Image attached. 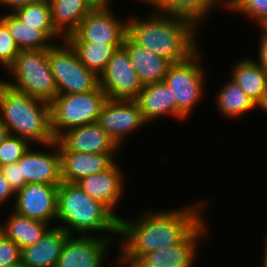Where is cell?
Wrapping results in <instances>:
<instances>
[{
    "mask_svg": "<svg viewBox=\"0 0 267 267\" xmlns=\"http://www.w3.org/2000/svg\"><path fill=\"white\" fill-rule=\"evenodd\" d=\"M185 205L178 209L140 213L135 220L119 219L120 253L118 265L131 267L140 257L181 243L203 220L206 201Z\"/></svg>",
    "mask_w": 267,
    "mask_h": 267,
    "instance_id": "cell-1",
    "label": "cell"
},
{
    "mask_svg": "<svg viewBox=\"0 0 267 267\" xmlns=\"http://www.w3.org/2000/svg\"><path fill=\"white\" fill-rule=\"evenodd\" d=\"M149 16L127 19V36L137 45L171 63L184 61L200 49L198 27L192 21L154 10Z\"/></svg>",
    "mask_w": 267,
    "mask_h": 267,
    "instance_id": "cell-2",
    "label": "cell"
},
{
    "mask_svg": "<svg viewBox=\"0 0 267 267\" xmlns=\"http://www.w3.org/2000/svg\"><path fill=\"white\" fill-rule=\"evenodd\" d=\"M56 221L61 224L55 226L69 235L90 236L97 231L107 232L111 238L119 235V219L76 183L61 182L58 186Z\"/></svg>",
    "mask_w": 267,
    "mask_h": 267,
    "instance_id": "cell-3",
    "label": "cell"
},
{
    "mask_svg": "<svg viewBox=\"0 0 267 267\" xmlns=\"http://www.w3.org/2000/svg\"><path fill=\"white\" fill-rule=\"evenodd\" d=\"M0 118L9 134L45 145L56 139L51 130L50 103L0 83Z\"/></svg>",
    "mask_w": 267,
    "mask_h": 267,
    "instance_id": "cell-4",
    "label": "cell"
},
{
    "mask_svg": "<svg viewBox=\"0 0 267 267\" xmlns=\"http://www.w3.org/2000/svg\"><path fill=\"white\" fill-rule=\"evenodd\" d=\"M7 71L12 74L14 80L11 82L0 80V83H5L18 92L48 103L57 96L48 49L20 50Z\"/></svg>",
    "mask_w": 267,
    "mask_h": 267,
    "instance_id": "cell-5",
    "label": "cell"
},
{
    "mask_svg": "<svg viewBox=\"0 0 267 267\" xmlns=\"http://www.w3.org/2000/svg\"><path fill=\"white\" fill-rule=\"evenodd\" d=\"M106 93L98 85L86 93L57 95L50 103L51 130L55 139L67 130L95 123Z\"/></svg>",
    "mask_w": 267,
    "mask_h": 267,
    "instance_id": "cell-6",
    "label": "cell"
},
{
    "mask_svg": "<svg viewBox=\"0 0 267 267\" xmlns=\"http://www.w3.org/2000/svg\"><path fill=\"white\" fill-rule=\"evenodd\" d=\"M197 50L188 59L172 63L164 82L172 90L177 101V119L181 121L190 117L193 108L205 94V71L201 64L202 52Z\"/></svg>",
    "mask_w": 267,
    "mask_h": 267,
    "instance_id": "cell-7",
    "label": "cell"
},
{
    "mask_svg": "<svg viewBox=\"0 0 267 267\" xmlns=\"http://www.w3.org/2000/svg\"><path fill=\"white\" fill-rule=\"evenodd\" d=\"M57 95L86 93L99 85V77L79 59L75 49L64 39L48 49Z\"/></svg>",
    "mask_w": 267,
    "mask_h": 267,
    "instance_id": "cell-8",
    "label": "cell"
},
{
    "mask_svg": "<svg viewBox=\"0 0 267 267\" xmlns=\"http://www.w3.org/2000/svg\"><path fill=\"white\" fill-rule=\"evenodd\" d=\"M99 86L108 99L114 100H135L143 89L144 85L123 46L113 52L99 76Z\"/></svg>",
    "mask_w": 267,
    "mask_h": 267,
    "instance_id": "cell-9",
    "label": "cell"
},
{
    "mask_svg": "<svg viewBox=\"0 0 267 267\" xmlns=\"http://www.w3.org/2000/svg\"><path fill=\"white\" fill-rule=\"evenodd\" d=\"M112 9L91 10L70 34L68 42H89L93 44H123L127 36V19L121 21Z\"/></svg>",
    "mask_w": 267,
    "mask_h": 267,
    "instance_id": "cell-10",
    "label": "cell"
},
{
    "mask_svg": "<svg viewBox=\"0 0 267 267\" xmlns=\"http://www.w3.org/2000/svg\"><path fill=\"white\" fill-rule=\"evenodd\" d=\"M97 123L119 147L130 133L148 124L135 100L114 99L104 102Z\"/></svg>",
    "mask_w": 267,
    "mask_h": 267,
    "instance_id": "cell-11",
    "label": "cell"
},
{
    "mask_svg": "<svg viewBox=\"0 0 267 267\" xmlns=\"http://www.w3.org/2000/svg\"><path fill=\"white\" fill-rule=\"evenodd\" d=\"M102 235H70L64 243L56 267H103L113 238L107 233Z\"/></svg>",
    "mask_w": 267,
    "mask_h": 267,
    "instance_id": "cell-12",
    "label": "cell"
},
{
    "mask_svg": "<svg viewBox=\"0 0 267 267\" xmlns=\"http://www.w3.org/2000/svg\"><path fill=\"white\" fill-rule=\"evenodd\" d=\"M58 186L27 183L15 194L12 210L30 219L56 223Z\"/></svg>",
    "mask_w": 267,
    "mask_h": 267,
    "instance_id": "cell-13",
    "label": "cell"
},
{
    "mask_svg": "<svg viewBox=\"0 0 267 267\" xmlns=\"http://www.w3.org/2000/svg\"><path fill=\"white\" fill-rule=\"evenodd\" d=\"M204 219L181 243L140 257L131 267H194L199 241L208 233Z\"/></svg>",
    "mask_w": 267,
    "mask_h": 267,
    "instance_id": "cell-14",
    "label": "cell"
},
{
    "mask_svg": "<svg viewBox=\"0 0 267 267\" xmlns=\"http://www.w3.org/2000/svg\"><path fill=\"white\" fill-rule=\"evenodd\" d=\"M48 151L34 150L32 145L18 161L21 177L26 183H41L59 186L61 178V156L57 140L43 145Z\"/></svg>",
    "mask_w": 267,
    "mask_h": 267,
    "instance_id": "cell-15",
    "label": "cell"
},
{
    "mask_svg": "<svg viewBox=\"0 0 267 267\" xmlns=\"http://www.w3.org/2000/svg\"><path fill=\"white\" fill-rule=\"evenodd\" d=\"M117 161H115L107 170L85 176L76 184L85 191L90 197L105 205L118 219L116 207L123 197L125 190L124 172L120 170Z\"/></svg>",
    "mask_w": 267,
    "mask_h": 267,
    "instance_id": "cell-16",
    "label": "cell"
},
{
    "mask_svg": "<svg viewBox=\"0 0 267 267\" xmlns=\"http://www.w3.org/2000/svg\"><path fill=\"white\" fill-rule=\"evenodd\" d=\"M67 151L118 154L120 148L97 122L76 127L56 139Z\"/></svg>",
    "mask_w": 267,
    "mask_h": 267,
    "instance_id": "cell-17",
    "label": "cell"
},
{
    "mask_svg": "<svg viewBox=\"0 0 267 267\" xmlns=\"http://www.w3.org/2000/svg\"><path fill=\"white\" fill-rule=\"evenodd\" d=\"M61 156L62 182L76 183L81 178L107 170L116 160V154L78 153L67 151L58 141Z\"/></svg>",
    "mask_w": 267,
    "mask_h": 267,
    "instance_id": "cell-18",
    "label": "cell"
},
{
    "mask_svg": "<svg viewBox=\"0 0 267 267\" xmlns=\"http://www.w3.org/2000/svg\"><path fill=\"white\" fill-rule=\"evenodd\" d=\"M69 236L63 228L52 226L37 244L21 249V263L25 267H56Z\"/></svg>",
    "mask_w": 267,
    "mask_h": 267,
    "instance_id": "cell-19",
    "label": "cell"
},
{
    "mask_svg": "<svg viewBox=\"0 0 267 267\" xmlns=\"http://www.w3.org/2000/svg\"><path fill=\"white\" fill-rule=\"evenodd\" d=\"M135 101L148 123L167 115L177 120V101L164 81L145 85Z\"/></svg>",
    "mask_w": 267,
    "mask_h": 267,
    "instance_id": "cell-20",
    "label": "cell"
},
{
    "mask_svg": "<svg viewBox=\"0 0 267 267\" xmlns=\"http://www.w3.org/2000/svg\"><path fill=\"white\" fill-rule=\"evenodd\" d=\"M123 47L144 86L164 81L172 64L169 60L137 45L128 36L124 39Z\"/></svg>",
    "mask_w": 267,
    "mask_h": 267,
    "instance_id": "cell-21",
    "label": "cell"
},
{
    "mask_svg": "<svg viewBox=\"0 0 267 267\" xmlns=\"http://www.w3.org/2000/svg\"><path fill=\"white\" fill-rule=\"evenodd\" d=\"M154 7V11L182 17L192 21L198 28L219 5L226 10V0H139ZM222 4V5H221Z\"/></svg>",
    "mask_w": 267,
    "mask_h": 267,
    "instance_id": "cell-22",
    "label": "cell"
},
{
    "mask_svg": "<svg viewBox=\"0 0 267 267\" xmlns=\"http://www.w3.org/2000/svg\"><path fill=\"white\" fill-rule=\"evenodd\" d=\"M8 220L0 223V231L15 242L20 249L33 246L51 228L43 221L30 219L11 210Z\"/></svg>",
    "mask_w": 267,
    "mask_h": 267,
    "instance_id": "cell-23",
    "label": "cell"
},
{
    "mask_svg": "<svg viewBox=\"0 0 267 267\" xmlns=\"http://www.w3.org/2000/svg\"><path fill=\"white\" fill-rule=\"evenodd\" d=\"M56 31L66 39L92 10L85 0H48Z\"/></svg>",
    "mask_w": 267,
    "mask_h": 267,
    "instance_id": "cell-24",
    "label": "cell"
},
{
    "mask_svg": "<svg viewBox=\"0 0 267 267\" xmlns=\"http://www.w3.org/2000/svg\"><path fill=\"white\" fill-rule=\"evenodd\" d=\"M231 77L255 102L260 99L267 87V70L255 58L241 59L232 66Z\"/></svg>",
    "mask_w": 267,
    "mask_h": 267,
    "instance_id": "cell-25",
    "label": "cell"
},
{
    "mask_svg": "<svg viewBox=\"0 0 267 267\" xmlns=\"http://www.w3.org/2000/svg\"><path fill=\"white\" fill-rule=\"evenodd\" d=\"M216 95L217 110L229 119H238L256 107L255 102L232 79Z\"/></svg>",
    "mask_w": 267,
    "mask_h": 267,
    "instance_id": "cell-26",
    "label": "cell"
},
{
    "mask_svg": "<svg viewBox=\"0 0 267 267\" xmlns=\"http://www.w3.org/2000/svg\"><path fill=\"white\" fill-rule=\"evenodd\" d=\"M0 19L8 26L20 50L49 49L54 44L43 30L23 24L13 13L0 15Z\"/></svg>",
    "mask_w": 267,
    "mask_h": 267,
    "instance_id": "cell-27",
    "label": "cell"
},
{
    "mask_svg": "<svg viewBox=\"0 0 267 267\" xmlns=\"http://www.w3.org/2000/svg\"><path fill=\"white\" fill-rule=\"evenodd\" d=\"M13 14L23 22V24L36 27L37 30H43L52 40L54 38L57 40L60 38L61 41L64 40L54 28L48 0H40L31 3L26 7L14 11Z\"/></svg>",
    "mask_w": 267,
    "mask_h": 267,
    "instance_id": "cell-28",
    "label": "cell"
},
{
    "mask_svg": "<svg viewBox=\"0 0 267 267\" xmlns=\"http://www.w3.org/2000/svg\"><path fill=\"white\" fill-rule=\"evenodd\" d=\"M80 61L98 77L104 71L113 52L123 44H93L89 42H69Z\"/></svg>",
    "mask_w": 267,
    "mask_h": 267,
    "instance_id": "cell-29",
    "label": "cell"
},
{
    "mask_svg": "<svg viewBox=\"0 0 267 267\" xmlns=\"http://www.w3.org/2000/svg\"><path fill=\"white\" fill-rule=\"evenodd\" d=\"M226 9L247 15L258 26L267 21V0H226Z\"/></svg>",
    "mask_w": 267,
    "mask_h": 267,
    "instance_id": "cell-30",
    "label": "cell"
},
{
    "mask_svg": "<svg viewBox=\"0 0 267 267\" xmlns=\"http://www.w3.org/2000/svg\"><path fill=\"white\" fill-rule=\"evenodd\" d=\"M30 144L25 138L9 134L0 145V167L18 162Z\"/></svg>",
    "mask_w": 267,
    "mask_h": 267,
    "instance_id": "cell-31",
    "label": "cell"
},
{
    "mask_svg": "<svg viewBox=\"0 0 267 267\" xmlns=\"http://www.w3.org/2000/svg\"><path fill=\"white\" fill-rule=\"evenodd\" d=\"M15 40L8 26L0 19V62L8 69L19 54Z\"/></svg>",
    "mask_w": 267,
    "mask_h": 267,
    "instance_id": "cell-32",
    "label": "cell"
},
{
    "mask_svg": "<svg viewBox=\"0 0 267 267\" xmlns=\"http://www.w3.org/2000/svg\"><path fill=\"white\" fill-rule=\"evenodd\" d=\"M20 247L0 231V267L20 263Z\"/></svg>",
    "mask_w": 267,
    "mask_h": 267,
    "instance_id": "cell-33",
    "label": "cell"
},
{
    "mask_svg": "<svg viewBox=\"0 0 267 267\" xmlns=\"http://www.w3.org/2000/svg\"><path fill=\"white\" fill-rule=\"evenodd\" d=\"M0 171L15 194L27 184L24 178L21 177L18 162L0 167Z\"/></svg>",
    "mask_w": 267,
    "mask_h": 267,
    "instance_id": "cell-34",
    "label": "cell"
},
{
    "mask_svg": "<svg viewBox=\"0 0 267 267\" xmlns=\"http://www.w3.org/2000/svg\"><path fill=\"white\" fill-rule=\"evenodd\" d=\"M262 35H260L259 48L258 50V59H255L264 69L267 70V30L260 25Z\"/></svg>",
    "mask_w": 267,
    "mask_h": 267,
    "instance_id": "cell-35",
    "label": "cell"
},
{
    "mask_svg": "<svg viewBox=\"0 0 267 267\" xmlns=\"http://www.w3.org/2000/svg\"><path fill=\"white\" fill-rule=\"evenodd\" d=\"M11 196H15V193L0 171V205L7 203L10 198L12 199Z\"/></svg>",
    "mask_w": 267,
    "mask_h": 267,
    "instance_id": "cell-36",
    "label": "cell"
},
{
    "mask_svg": "<svg viewBox=\"0 0 267 267\" xmlns=\"http://www.w3.org/2000/svg\"><path fill=\"white\" fill-rule=\"evenodd\" d=\"M38 1L40 0H0V5L4 7H9V11L11 10V13H13L18 9H21L31 3H35Z\"/></svg>",
    "mask_w": 267,
    "mask_h": 267,
    "instance_id": "cell-37",
    "label": "cell"
},
{
    "mask_svg": "<svg viewBox=\"0 0 267 267\" xmlns=\"http://www.w3.org/2000/svg\"><path fill=\"white\" fill-rule=\"evenodd\" d=\"M92 10H108L113 6L114 0H85Z\"/></svg>",
    "mask_w": 267,
    "mask_h": 267,
    "instance_id": "cell-38",
    "label": "cell"
},
{
    "mask_svg": "<svg viewBox=\"0 0 267 267\" xmlns=\"http://www.w3.org/2000/svg\"><path fill=\"white\" fill-rule=\"evenodd\" d=\"M256 108L267 113V87L266 90L262 93L260 99L256 102Z\"/></svg>",
    "mask_w": 267,
    "mask_h": 267,
    "instance_id": "cell-39",
    "label": "cell"
},
{
    "mask_svg": "<svg viewBox=\"0 0 267 267\" xmlns=\"http://www.w3.org/2000/svg\"><path fill=\"white\" fill-rule=\"evenodd\" d=\"M9 136V131L7 127L3 124L0 118V145L4 142V140Z\"/></svg>",
    "mask_w": 267,
    "mask_h": 267,
    "instance_id": "cell-40",
    "label": "cell"
},
{
    "mask_svg": "<svg viewBox=\"0 0 267 267\" xmlns=\"http://www.w3.org/2000/svg\"><path fill=\"white\" fill-rule=\"evenodd\" d=\"M264 246H265V248H264V251H263V264H262V267H267V233H266V236H265V240H264Z\"/></svg>",
    "mask_w": 267,
    "mask_h": 267,
    "instance_id": "cell-41",
    "label": "cell"
},
{
    "mask_svg": "<svg viewBox=\"0 0 267 267\" xmlns=\"http://www.w3.org/2000/svg\"><path fill=\"white\" fill-rule=\"evenodd\" d=\"M7 267H25V266L20 262V263H17L15 265L7 266Z\"/></svg>",
    "mask_w": 267,
    "mask_h": 267,
    "instance_id": "cell-42",
    "label": "cell"
},
{
    "mask_svg": "<svg viewBox=\"0 0 267 267\" xmlns=\"http://www.w3.org/2000/svg\"><path fill=\"white\" fill-rule=\"evenodd\" d=\"M262 26L267 30V21Z\"/></svg>",
    "mask_w": 267,
    "mask_h": 267,
    "instance_id": "cell-43",
    "label": "cell"
},
{
    "mask_svg": "<svg viewBox=\"0 0 267 267\" xmlns=\"http://www.w3.org/2000/svg\"><path fill=\"white\" fill-rule=\"evenodd\" d=\"M0 66L4 68L5 71H7L8 69L0 62Z\"/></svg>",
    "mask_w": 267,
    "mask_h": 267,
    "instance_id": "cell-44",
    "label": "cell"
}]
</instances>
